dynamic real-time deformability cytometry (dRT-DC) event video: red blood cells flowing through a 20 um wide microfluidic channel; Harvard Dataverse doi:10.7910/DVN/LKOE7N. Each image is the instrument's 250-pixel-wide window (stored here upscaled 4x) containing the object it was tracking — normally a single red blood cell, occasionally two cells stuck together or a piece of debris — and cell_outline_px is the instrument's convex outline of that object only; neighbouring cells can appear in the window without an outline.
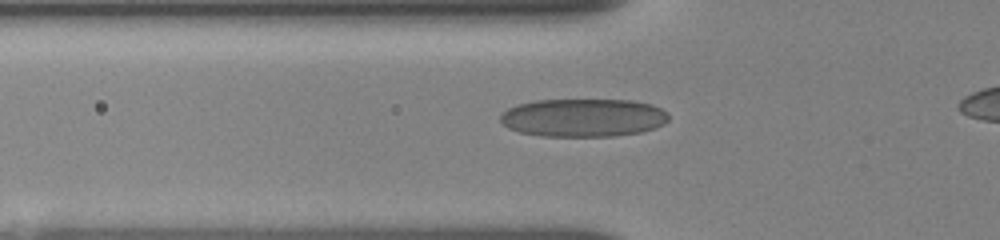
{"species": "human", "species_latin": "Homo sapiens", "temperature_condition": "room temperature", "stored_images_in_passage": 34, "camera_frame_rate_fps": 3000, "um_per_image_px": 0.085, "donor": {"sex": "female"}, "frame": {"image": 1, "passage_image": 9, "time_ms": 2.0, "image_size_px": [1000, 240], "cell_outline_px": [[668, 120], [664, 124], [656, 128], [640, 132], [612, 136], [540, 136], [520, 132], [508, 128], [500, 120], [500, 116], [508, 108], [516, 104], [536, 100], [632, 100], [652, 104], [668, 112]], "centroid_in_image_um": [49.59, 10.0], "position_along_channel_um": 76.2, "area_um2": 37.57}}
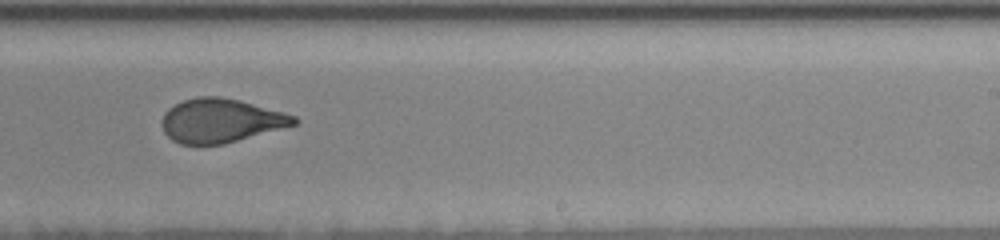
{"frame": {"image": 2, "passage_image": 23, "time_ms": 7.0, "image_size_px": [1000, 240], "cell_outline_px": [[300, 120], [296, 124], [224, 144], [180, 144], [172, 140], [164, 132], [160, 124], [160, 120], [164, 112], [168, 108], [184, 100], [196, 96], [220, 96], [240, 100], [284, 112], [296, 116]], "centroid_in_image_um": [18.74, 10.24], "position_along_channel_um": 270.3, "area_um2": 33.93}}
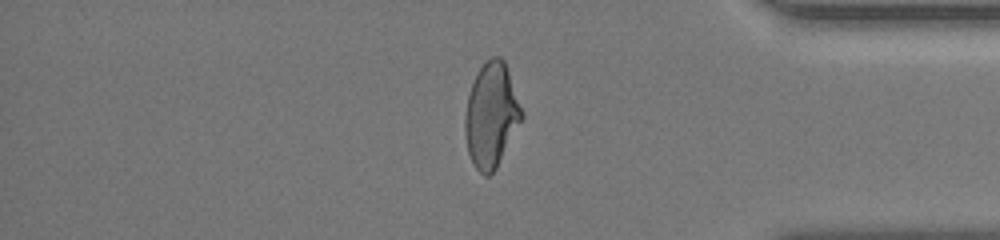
{"frame": {"image": 3, "passage_image": 32, "time_ms": 10.667, "image_size_px": [1000, 240], "cell_outline_px": [[524, 116], [496, 168], [488, 176], [484, 176], [476, 168], [468, 152], [464, 132], [464, 120], [468, 96], [472, 84], [480, 68], [492, 56], [500, 56], [504, 60], [524, 112]], "centroid_in_image_um": [41.77, 9.79], "position_along_channel_um": 393.4, "area_um2": 34.22}, "authors_computed_cell_mechanics": {"area_um2": 35.1424, "velocity_mm_per_s": 3.8708, "shape_relaxation_time_tau1_ms": 6.4897, "shape_relaxation_time_tau2_ms": 0.9055, "deformation_change_tau1": 0.2153, "deformation_change_tau2": 0.0793}}